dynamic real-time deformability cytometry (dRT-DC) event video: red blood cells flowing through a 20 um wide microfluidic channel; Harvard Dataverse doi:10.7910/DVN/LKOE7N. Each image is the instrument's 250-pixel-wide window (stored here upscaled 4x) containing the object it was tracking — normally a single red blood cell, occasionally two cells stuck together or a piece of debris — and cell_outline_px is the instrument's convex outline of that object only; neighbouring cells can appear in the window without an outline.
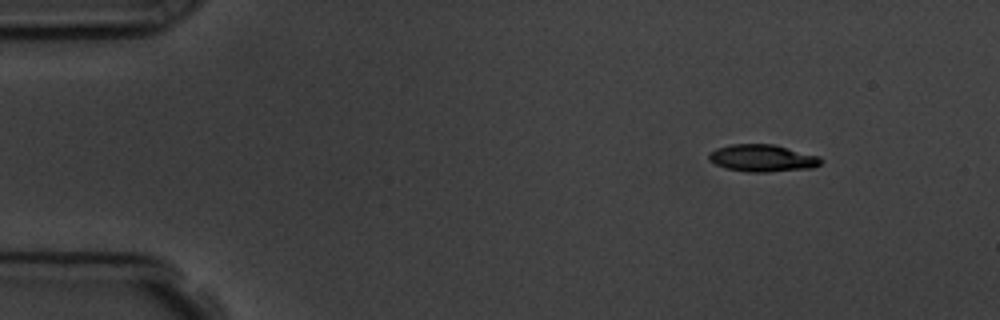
{"species": "common noctule bat (a hibernating species)", "species_latin": "Nyctalus noctula", "temperature_condition": "room temperature", "stored_images_in_passage": 5, "segment_of_instrument_passage": [1, 2], "camera_frame_rate_fps": 3000, "um_per_image_px": 0.085, "animal": {"sex": "male", "body_mass_g": 19.5, "forearm_length_mm": 54.6}, "frame": {"image": 1, "passage_image": 1, "time_ms": 0.0, "image_size_px": [1000, 320], "cell_outline_px": [[824, 160], [820, 164], [812, 168], [768, 172], [748, 172], [724, 168], [708, 160], [708, 152], [716, 148], [732, 144], [772, 144], [820, 156]], "centroid_in_image_um": [64.79, 13.44], "position_along_channel_um": 20.2, "area_um2": 17.86}}